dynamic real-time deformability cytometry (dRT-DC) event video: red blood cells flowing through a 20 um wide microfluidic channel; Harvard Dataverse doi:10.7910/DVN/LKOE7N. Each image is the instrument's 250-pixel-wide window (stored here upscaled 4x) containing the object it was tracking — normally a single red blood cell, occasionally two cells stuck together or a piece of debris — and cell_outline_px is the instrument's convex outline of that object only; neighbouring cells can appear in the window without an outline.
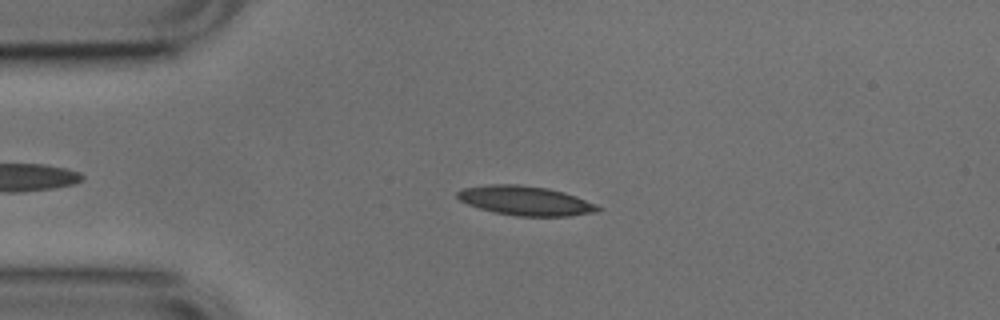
{"species": "common noctule bat (a hibernating species)", "species_latin": "Nyctalus noctula", "temperature_condition": "cold", "stored_images_in_passage": 38, "camera_frame_rate_fps": 3000, "um_per_image_px": 0.085, "animal": {"sex": "male", "body_mass_g": 17.9, "forearm_length_mm": 54.2}, "frame": {"image": 1, "passage_image": 2, "time_ms": 0.333, "image_size_px": [1000, 320], "cell_outline_px": [[604, 208], [600, 212], [568, 216], [516, 216], [496, 212], [480, 208], [468, 204], [460, 200], [456, 196], [456, 192], [464, 188], [492, 184], [520, 184], [548, 188], [564, 192], [576, 196], [596, 204]], "centroid_in_image_um": [44.72, 17.06], "position_along_channel_um": 40.3, "area_um2": 24.1}}
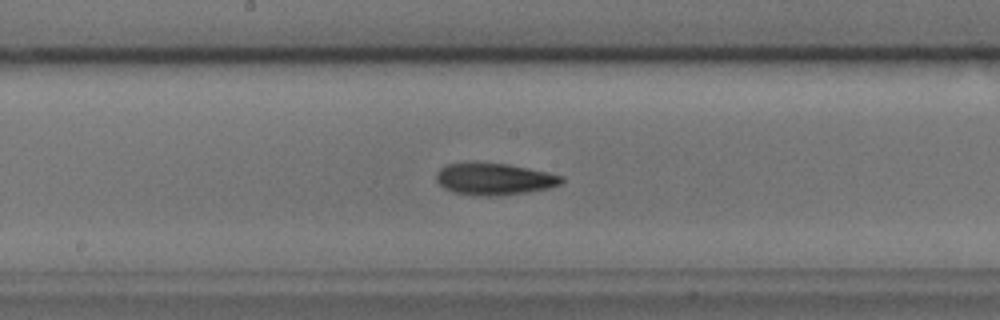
{"frame": {"image": 2, "passage_image": 17, "time_ms": 5.333, "image_size_px": [1000, 320], "cell_outline_px": [[564, 180], [560, 184], [548, 188], [500, 196], [480, 196], [452, 192], [444, 188], [436, 180], [436, 176], [440, 168], [448, 164], [508, 164], [548, 172], [564, 176]], "centroid_in_image_um": [42.03, 15.24], "position_along_channel_um": 206.2, "area_um2": 22.83}}
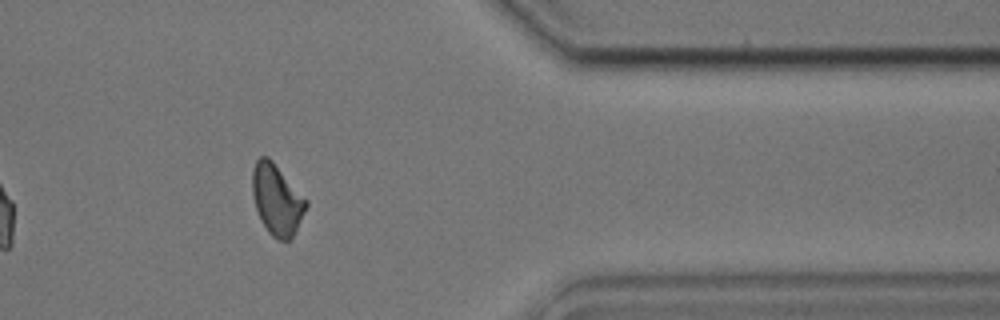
{"frame": {"image": 3, "passage_image": 33, "time_ms": 10.667, "image_size_px": [1000, 320], "cell_outline_px": [[308, 204], [292, 236], [288, 240], [276, 240], [268, 232], [260, 220], [252, 196], [252, 168], [256, 160], [260, 156], [268, 156], [272, 160], [308, 200]], "centroid_in_image_um": [23.51, 16.94], "position_along_channel_um": 387.9, "area_um2": 22.14}, "authors_computed_cell_mechanics": {"area_um2": 22.3397, "velocity_mm_per_s": 3.7751, "shape_relaxation_time_tau1_ms": 6.4124, "shape_relaxation_time_tau2_ms": 8.1282, "deformation_change_tau1": 0.1456, "deformation_change_tau2": 0.154}}